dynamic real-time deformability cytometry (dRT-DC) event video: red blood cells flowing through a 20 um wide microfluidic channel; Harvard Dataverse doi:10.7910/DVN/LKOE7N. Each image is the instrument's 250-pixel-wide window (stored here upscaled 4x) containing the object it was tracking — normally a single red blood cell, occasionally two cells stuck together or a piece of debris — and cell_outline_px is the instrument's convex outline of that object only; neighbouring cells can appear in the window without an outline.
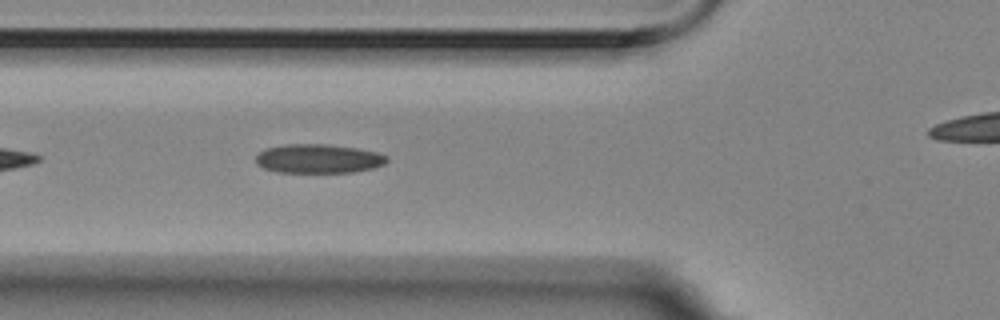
{"species": "Egyptian fruit bat (a non-hibernating species)", "species_latin": "Rousettus aegyptiacus", "temperature_condition": "room temperature", "stored_images_in_passage": 23, "camera_frame_rate_fps": 3000, "um_per_image_px": 0.085, "animal": {"sex": "female"}, "frame": {"image": 1, "passage_image": 3, "time_ms": 0.667, "image_size_px": [1000, 320], "cell_outline_px": [[388, 160], [384, 164], [372, 168], [352, 172], [276, 172], [264, 168], [256, 164], [256, 156], [260, 152], [268, 148], [284, 144], [328, 144], [356, 148], [376, 152], [388, 156]], "centroid_in_image_um": [27.06, 13.48], "position_along_channel_um": 98.7, "area_um2": 22.08}}
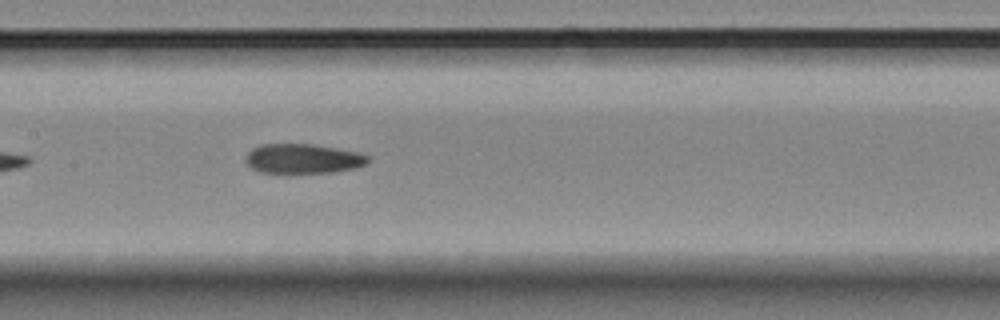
{"frame": {"image": 2, "passage_image": 10, "time_ms": 3.0, "image_size_px": [1000, 320], "cell_outline_px": [[368, 160], [364, 164], [352, 168], [332, 172], [260, 172], [252, 168], [244, 160], [248, 152], [252, 148], [260, 144], [312, 144], [336, 148], [356, 152], [368, 156]], "centroid_in_image_um": [25.69, 13.47], "position_along_channel_um": 181.7, "area_um2": 20.69}}
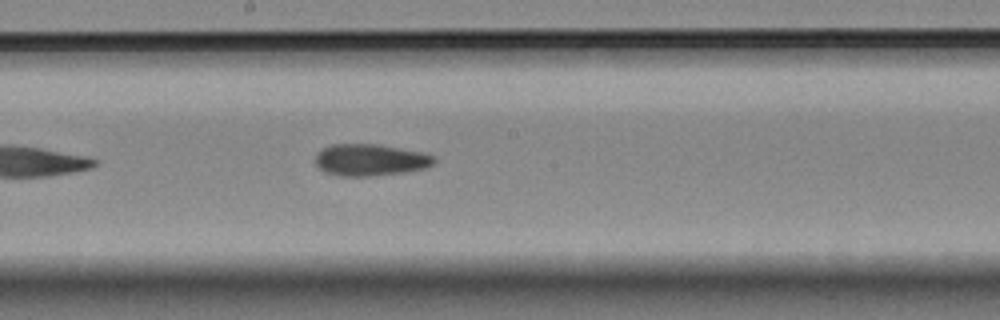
{"frame": {"image": 3, "passage_image": 13, "time_ms": 4.0, "image_size_px": [1000, 320], "cell_outline_px": [[436, 160], [432, 164], [424, 168], [404, 172], [372, 176], [336, 176], [324, 172], [316, 168], [316, 152], [320, 148], [332, 144], [376, 144], [420, 152], [432, 156]], "centroid_in_image_um": [31.37, 13.6], "position_along_channel_um": 216.8, "area_um2": 22.02}}